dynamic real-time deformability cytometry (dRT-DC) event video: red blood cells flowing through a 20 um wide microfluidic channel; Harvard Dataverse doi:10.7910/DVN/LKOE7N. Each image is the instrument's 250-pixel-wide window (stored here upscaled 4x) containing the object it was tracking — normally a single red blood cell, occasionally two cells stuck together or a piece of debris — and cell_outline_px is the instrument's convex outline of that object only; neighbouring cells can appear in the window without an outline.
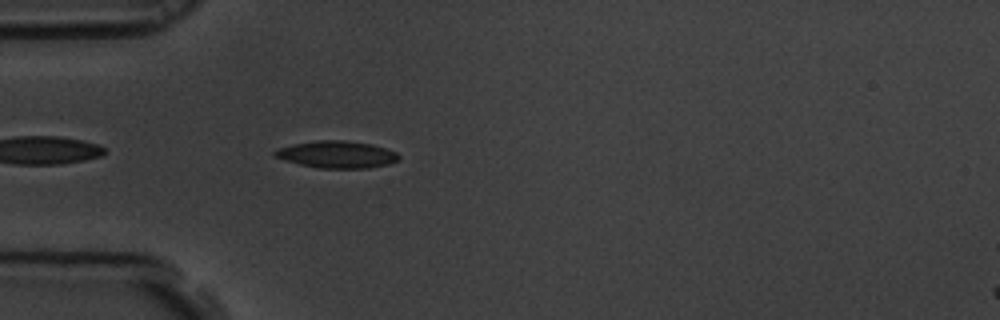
{"species": "common noctule bat (a hibernating species)", "species_latin": "Nyctalus noctula", "temperature_condition": "room temperature", "stored_images_in_passage": 44, "camera_frame_rate_fps": 3000, "um_per_image_px": 0.085, "animal": {"sex": "male", "body_mass_g": 19.5, "forearm_length_mm": 54.6}, "frame": {"image": 1, "passage_image": 4, "time_ms": 1.0, "image_size_px": [1000, 320], "cell_outline_px": [[400, 156], [396, 160], [388, 164], [368, 168], [320, 168], [300, 164], [284, 160], [276, 156], [272, 152], [276, 148], [292, 144], [316, 140], [344, 140], [372, 144], [388, 148], [396, 152]], "centroid_in_image_um": [28.62, 13.12], "position_along_channel_um": 56.4, "area_um2": 19.59}}
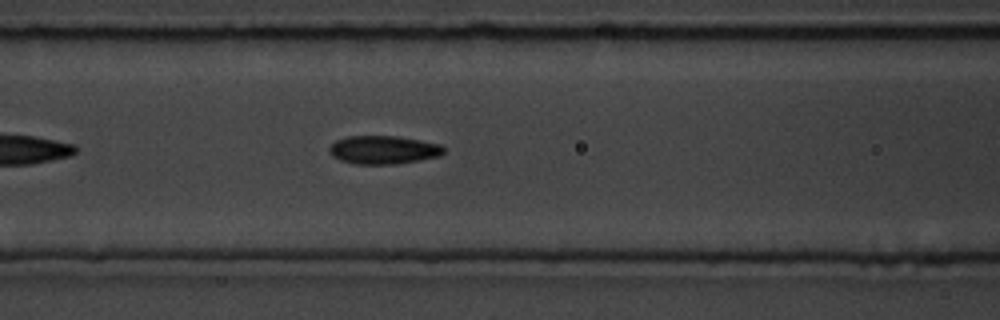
{"frame": {"image": 2, "passage_image": 11, "time_ms": 3.333, "image_size_px": [1000, 320], "cell_outline_px": [[444, 152], [440, 156], [420, 160], [396, 164], [356, 164], [340, 160], [332, 156], [328, 148], [336, 140], [348, 136], [396, 136], [420, 140], [440, 144], [444, 148]], "centroid_in_image_um": [32.59, 12.74], "position_along_channel_um": 134.0, "area_um2": 18.9}}
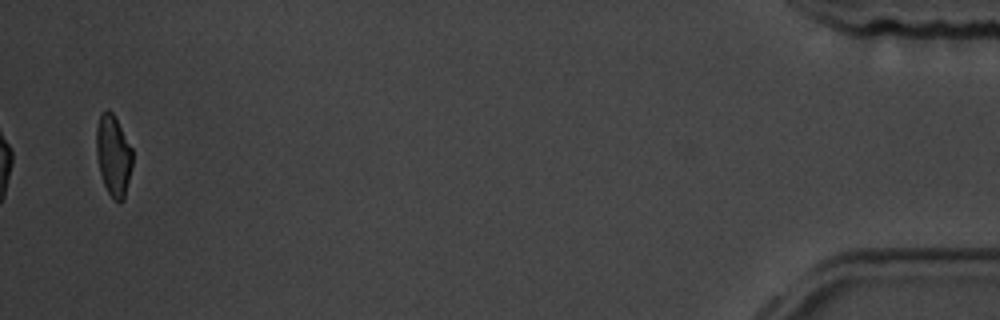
{"frame": {"image": 3, "passage_image": 43, "time_ms": 14.0, "image_size_px": [1000, 320], "cell_outline_px": [[132, 168], [124, 200], [120, 204], [112, 200], [104, 184], [100, 172], [96, 156], [96, 128], [100, 116], [108, 108], [112, 112], [132, 148]], "centroid_in_image_um": [9.64, 13.28], "position_along_channel_um": 425.6, "area_um2": 17.17}, "authors_computed_cell_mechanics": {"area_um2": 18.4671, "velocity_mm_per_s": 3.5574, "shape_relaxation_time_tau1_ms": 4.989, "shape_relaxation_time_tau2_ms": 2.3752, "deformation_change_tau1": 0.1273, "deformation_change_tau2": 0.0939}}